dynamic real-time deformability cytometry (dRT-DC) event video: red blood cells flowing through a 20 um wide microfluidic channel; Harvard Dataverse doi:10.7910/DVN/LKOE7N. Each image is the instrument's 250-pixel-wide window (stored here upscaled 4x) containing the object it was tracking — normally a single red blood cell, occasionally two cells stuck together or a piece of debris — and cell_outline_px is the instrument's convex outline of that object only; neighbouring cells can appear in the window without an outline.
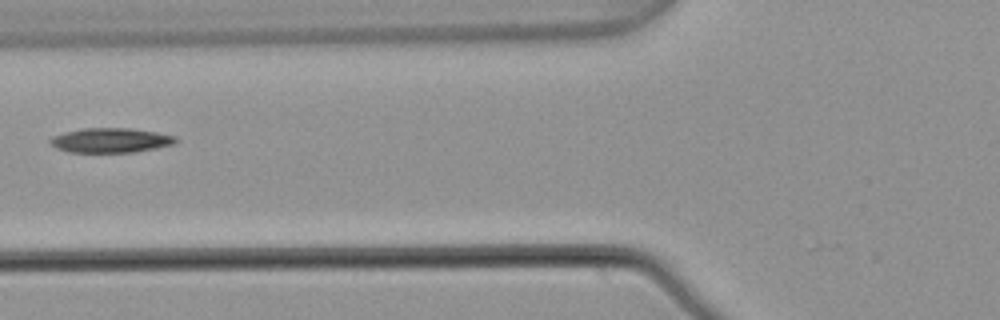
{"species": "common noctule bat (a hibernating species)", "species_latin": "Nyctalus noctula", "temperature_condition": "warm", "stored_images_in_passage": 3, "camera_frame_rate_fps": 3000, "um_per_image_px": 0.085, "animal": {"sex": "male", "body_mass_g": 21.5, "forearm_length_mm": 52.0}, "frame": {"image": 1, "passage_image": 2, "time_ms": 0.333, "image_size_px": [1000, 320], "cell_outline_px": [[176, 144], [156, 148], [132, 152], [68, 152], [56, 148], [48, 144], [48, 140], [52, 136], [64, 132], [84, 128], [128, 128], [156, 132], [176, 136]], "centroid_in_image_um": [9.36, 11.93], "position_along_channel_um": 116.4, "area_um2": 18.09}}
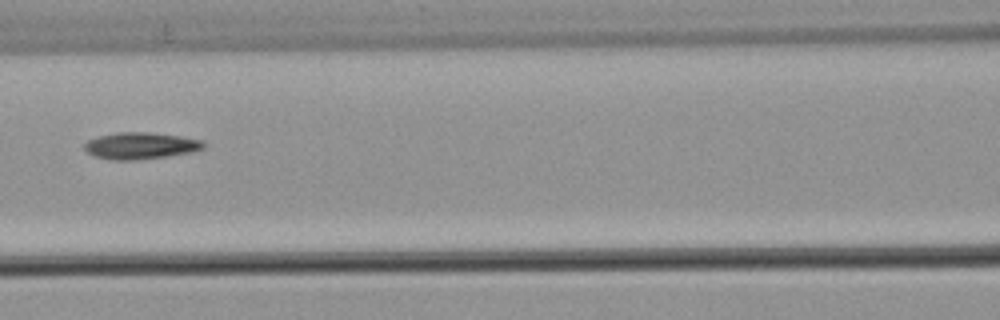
{"frame": {"image": 2, "passage_image": 3, "time_ms": 0.667, "image_size_px": [1000, 320], "cell_outline_px": [[208, 144], [204, 148], [192, 152], [168, 156], [136, 160], [112, 160], [96, 156], [88, 152], [84, 148], [84, 144], [88, 140], [100, 136], [116, 132], [148, 132], [180, 136], [204, 140]], "centroid_in_image_um": [12.01, 12.38], "position_along_channel_um": 154.6, "area_um2": 18.61}}